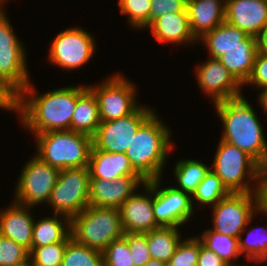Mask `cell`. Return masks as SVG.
Listing matches in <instances>:
<instances>
[{
	"label": "cell",
	"instance_id": "74e56055",
	"mask_svg": "<svg viewBox=\"0 0 267 266\" xmlns=\"http://www.w3.org/2000/svg\"><path fill=\"white\" fill-rule=\"evenodd\" d=\"M124 237L128 242L134 266L145 265L151 259L148 250L147 232L124 233Z\"/></svg>",
	"mask_w": 267,
	"mask_h": 266
},
{
	"label": "cell",
	"instance_id": "ffe728a7",
	"mask_svg": "<svg viewBox=\"0 0 267 266\" xmlns=\"http://www.w3.org/2000/svg\"><path fill=\"white\" fill-rule=\"evenodd\" d=\"M159 43L185 47L198 44L190 30L187 12L170 13L155 19L147 28ZM185 44V45H184Z\"/></svg>",
	"mask_w": 267,
	"mask_h": 266
},
{
	"label": "cell",
	"instance_id": "d4e9b609",
	"mask_svg": "<svg viewBox=\"0 0 267 266\" xmlns=\"http://www.w3.org/2000/svg\"><path fill=\"white\" fill-rule=\"evenodd\" d=\"M71 239L70 218L53 214L39 220L34 219L32 247H40L57 242H68Z\"/></svg>",
	"mask_w": 267,
	"mask_h": 266
},
{
	"label": "cell",
	"instance_id": "6da1fadb",
	"mask_svg": "<svg viewBox=\"0 0 267 266\" xmlns=\"http://www.w3.org/2000/svg\"><path fill=\"white\" fill-rule=\"evenodd\" d=\"M36 89L30 82L21 92L20 124L33 135L71 130L77 103V86H64L40 95Z\"/></svg>",
	"mask_w": 267,
	"mask_h": 266
},
{
	"label": "cell",
	"instance_id": "5bb4252c",
	"mask_svg": "<svg viewBox=\"0 0 267 266\" xmlns=\"http://www.w3.org/2000/svg\"><path fill=\"white\" fill-rule=\"evenodd\" d=\"M162 178L153 180V213L161 227H182L194 216L192 197L173 186L161 187Z\"/></svg>",
	"mask_w": 267,
	"mask_h": 266
},
{
	"label": "cell",
	"instance_id": "d590c367",
	"mask_svg": "<svg viewBox=\"0 0 267 266\" xmlns=\"http://www.w3.org/2000/svg\"><path fill=\"white\" fill-rule=\"evenodd\" d=\"M0 266H29V251L0 234Z\"/></svg>",
	"mask_w": 267,
	"mask_h": 266
},
{
	"label": "cell",
	"instance_id": "44dd1931",
	"mask_svg": "<svg viewBox=\"0 0 267 266\" xmlns=\"http://www.w3.org/2000/svg\"><path fill=\"white\" fill-rule=\"evenodd\" d=\"M186 10L197 41L225 21V0H187Z\"/></svg>",
	"mask_w": 267,
	"mask_h": 266
},
{
	"label": "cell",
	"instance_id": "83f0119b",
	"mask_svg": "<svg viewBox=\"0 0 267 266\" xmlns=\"http://www.w3.org/2000/svg\"><path fill=\"white\" fill-rule=\"evenodd\" d=\"M257 53V46H236L229 49L219 60L244 85L252 73Z\"/></svg>",
	"mask_w": 267,
	"mask_h": 266
},
{
	"label": "cell",
	"instance_id": "2e32d148",
	"mask_svg": "<svg viewBox=\"0 0 267 266\" xmlns=\"http://www.w3.org/2000/svg\"><path fill=\"white\" fill-rule=\"evenodd\" d=\"M142 187L144 192L136 191L119 208L124 233H146L161 227L153 213V180Z\"/></svg>",
	"mask_w": 267,
	"mask_h": 266
},
{
	"label": "cell",
	"instance_id": "f35d334b",
	"mask_svg": "<svg viewBox=\"0 0 267 266\" xmlns=\"http://www.w3.org/2000/svg\"><path fill=\"white\" fill-rule=\"evenodd\" d=\"M21 92L5 77L0 75V108L20 115Z\"/></svg>",
	"mask_w": 267,
	"mask_h": 266
},
{
	"label": "cell",
	"instance_id": "7a4b0ae2",
	"mask_svg": "<svg viewBox=\"0 0 267 266\" xmlns=\"http://www.w3.org/2000/svg\"><path fill=\"white\" fill-rule=\"evenodd\" d=\"M250 102L243 95L213 105L224 127L220 139L245 151L265 168L267 138Z\"/></svg>",
	"mask_w": 267,
	"mask_h": 266
},
{
	"label": "cell",
	"instance_id": "e0dca14e",
	"mask_svg": "<svg viewBox=\"0 0 267 266\" xmlns=\"http://www.w3.org/2000/svg\"><path fill=\"white\" fill-rule=\"evenodd\" d=\"M145 183L141 176H122L113 181L90 179L89 205L119 209Z\"/></svg>",
	"mask_w": 267,
	"mask_h": 266
},
{
	"label": "cell",
	"instance_id": "ac0fdd59",
	"mask_svg": "<svg viewBox=\"0 0 267 266\" xmlns=\"http://www.w3.org/2000/svg\"><path fill=\"white\" fill-rule=\"evenodd\" d=\"M225 21L257 37L267 29V1L225 0Z\"/></svg>",
	"mask_w": 267,
	"mask_h": 266
},
{
	"label": "cell",
	"instance_id": "e575fe53",
	"mask_svg": "<svg viewBox=\"0 0 267 266\" xmlns=\"http://www.w3.org/2000/svg\"><path fill=\"white\" fill-rule=\"evenodd\" d=\"M200 248V239L196 236H187L182 239L170 258L167 266H197Z\"/></svg>",
	"mask_w": 267,
	"mask_h": 266
},
{
	"label": "cell",
	"instance_id": "1f68e13d",
	"mask_svg": "<svg viewBox=\"0 0 267 266\" xmlns=\"http://www.w3.org/2000/svg\"><path fill=\"white\" fill-rule=\"evenodd\" d=\"M61 266H103V254L71 238L67 242Z\"/></svg>",
	"mask_w": 267,
	"mask_h": 266
},
{
	"label": "cell",
	"instance_id": "8992f818",
	"mask_svg": "<svg viewBox=\"0 0 267 266\" xmlns=\"http://www.w3.org/2000/svg\"><path fill=\"white\" fill-rule=\"evenodd\" d=\"M71 238L84 246L103 251L124 236L119 209L88 206L70 219Z\"/></svg>",
	"mask_w": 267,
	"mask_h": 266
},
{
	"label": "cell",
	"instance_id": "ab89813d",
	"mask_svg": "<svg viewBox=\"0 0 267 266\" xmlns=\"http://www.w3.org/2000/svg\"><path fill=\"white\" fill-rule=\"evenodd\" d=\"M150 24L165 14L187 12V0H151Z\"/></svg>",
	"mask_w": 267,
	"mask_h": 266
},
{
	"label": "cell",
	"instance_id": "484cf974",
	"mask_svg": "<svg viewBox=\"0 0 267 266\" xmlns=\"http://www.w3.org/2000/svg\"><path fill=\"white\" fill-rule=\"evenodd\" d=\"M181 227H159L147 232L148 250L152 259L169 263L180 241Z\"/></svg>",
	"mask_w": 267,
	"mask_h": 266
},
{
	"label": "cell",
	"instance_id": "c3c4849f",
	"mask_svg": "<svg viewBox=\"0 0 267 266\" xmlns=\"http://www.w3.org/2000/svg\"><path fill=\"white\" fill-rule=\"evenodd\" d=\"M7 1V2H6ZM10 0H0V9L5 10V5L9 2ZM6 3V4H5Z\"/></svg>",
	"mask_w": 267,
	"mask_h": 266
},
{
	"label": "cell",
	"instance_id": "277c9868",
	"mask_svg": "<svg viewBox=\"0 0 267 266\" xmlns=\"http://www.w3.org/2000/svg\"><path fill=\"white\" fill-rule=\"evenodd\" d=\"M210 169L230 193H260L263 167L237 146L220 139Z\"/></svg>",
	"mask_w": 267,
	"mask_h": 266
},
{
	"label": "cell",
	"instance_id": "d6986e66",
	"mask_svg": "<svg viewBox=\"0 0 267 266\" xmlns=\"http://www.w3.org/2000/svg\"><path fill=\"white\" fill-rule=\"evenodd\" d=\"M33 207L21 205L14 201L7 208L0 209V234L12 239L28 251L32 247L34 227Z\"/></svg>",
	"mask_w": 267,
	"mask_h": 266
},
{
	"label": "cell",
	"instance_id": "7bdbcfd3",
	"mask_svg": "<svg viewBox=\"0 0 267 266\" xmlns=\"http://www.w3.org/2000/svg\"><path fill=\"white\" fill-rule=\"evenodd\" d=\"M261 209L267 213V166L263 168L262 181L260 184Z\"/></svg>",
	"mask_w": 267,
	"mask_h": 266
},
{
	"label": "cell",
	"instance_id": "f6af8a7d",
	"mask_svg": "<svg viewBox=\"0 0 267 266\" xmlns=\"http://www.w3.org/2000/svg\"><path fill=\"white\" fill-rule=\"evenodd\" d=\"M257 103L260 105L259 107L263 110V113L267 115V87L259 90Z\"/></svg>",
	"mask_w": 267,
	"mask_h": 266
},
{
	"label": "cell",
	"instance_id": "4dcf8cb0",
	"mask_svg": "<svg viewBox=\"0 0 267 266\" xmlns=\"http://www.w3.org/2000/svg\"><path fill=\"white\" fill-rule=\"evenodd\" d=\"M229 194L221 179L210 169L191 196L192 204L194 209L196 205L212 207Z\"/></svg>",
	"mask_w": 267,
	"mask_h": 266
},
{
	"label": "cell",
	"instance_id": "4fadbf2b",
	"mask_svg": "<svg viewBox=\"0 0 267 266\" xmlns=\"http://www.w3.org/2000/svg\"><path fill=\"white\" fill-rule=\"evenodd\" d=\"M155 112L142 104L131 114L111 121H101L93 136L96 149L112 153H126L139 127Z\"/></svg>",
	"mask_w": 267,
	"mask_h": 266
},
{
	"label": "cell",
	"instance_id": "52a82bcc",
	"mask_svg": "<svg viewBox=\"0 0 267 266\" xmlns=\"http://www.w3.org/2000/svg\"><path fill=\"white\" fill-rule=\"evenodd\" d=\"M95 94L101 121H111L133 113L139 103L136 84L122 73H114L102 82L87 85Z\"/></svg>",
	"mask_w": 267,
	"mask_h": 266
},
{
	"label": "cell",
	"instance_id": "bcb514c9",
	"mask_svg": "<svg viewBox=\"0 0 267 266\" xmlns=\"http://www.w3.org/2000/svg\"><path fill=\"white\" fill-rule=\"evenodd\" d=\"M143 266H167L165 262L159 261L157 259H150L145 265Z\"/></svg>",
	"mask_w": 267,
	"mask_h": 266
},
{
	"label": "cell",
	"instance_id": "8d00e7d4",
	"mask_svg": "<svg viewBox=\"0 0 267 266\" xmlns=\"http://www.w3.org/2000/svg\"><path fill=\"white\" fill-rule=\"evenodd\" d=\"M102 254L103 266H134L131 251L124 236L110 243Z\"/></svg>",
	"mask_w": 267,
	"mask_h": 266
},
{
	"label": "cell",
	"instance_id": "7402d4cb",
	"mask_svg": "<svg viewBox=\"0 0 267 266\" xmlns=\"http://www.w3.org/2000/svg\"><path fill=\"white\" fill-rule=\"evenodd\" d=\"M207 48L209 57L219 59L236 46H257V38L224 21L198 40Z\"/></svg>",
	"mask_w": 267,
	"mask_h": 266
},
{
	"label": "cell",
	"instance_id": "836d02e7",
	"mask_svg": "<svg viewBox=\"0 0 267 266\" xmlns=\"http://www.w3.org/2000/svg\"><path fill=\"white\" fill-rule=\"evenodd\" d=\"M67 242L31 247L29 266H61Z\"/></svg>",
	"mask_w": 267,
	"mask_h": 266
},
{
	"label": "cell",
	"instance_id": "30bf717a",
	"mask_svg": "<svg viewBox=\"0 0 267 266\" xmlns=\"http://www.w3.org/2000/svg\"><path fill=\"white\" fill-rule=\"evenodd\" d=\"M92 34L85 28L76 26L60 31L50 42L48 61L64 71H73L87 65L97 49L96 37Z\"/></svg>",
	"mask_w": 267,
	"mask_h": 266
},
{
	"label": "cell",
	"instance_id": "3957f363",
	"mask_svg": "<svg viewBox=\"0 0 267 266\" xmlns=\"http://www.w3.org/2000/svg\"><path fill=\"white\" fill-rule=\"evenodd\" d=\"M156 112L139 127L126 151L133 169L145 181L164 178L167 158L175 148L170 127Z\"/></svg>",
	"mask_w": 267,
	"mask_h": 266
},
{
	"label": "cell",
	"instance_id": "9a60e30c",
	"mask_svg": "<svg viewBox=\"0 0 267 266\" xmlns=\"http://www.w3.org/2000/svg\"><path fill=\"white\" fill-rule=\"evenodd\" d=\"M197 66V67H196ZM195 66L194 73L198 87L210 97L213 105L222 101L243 96V85L216 58L208 57L206 61Z\"/></svg>",
	"mask_w": 267,
	"mask_h": 266
},
{
	"label": "cell",
	"instance_id": "4316f807",
	"mask_svg": "<svg viewBox=\"0 0 267 266\" xmlns=\"http://www.w3.org/2000/svg\"><path fill=\"white\" fill-rule=\"evenodd\" d=\"M261 216H265L267 220V213L262 209L259 210ZM242 231L238 238L239 251L241 255L245 256V262L249 263L253 261L266 262L267 261V226H255L249 225ZM249 230V231H248ZM248 231V232H247ZM246 237H243L245 233Z\"/></svg>",
	"mask_w": 267,
	"mask_h": 266
},
{
	"label": "cell",
	"instance_id": "cb8c5ba5",
	"mask_svg": "<svg viewBox=\"0 0 267 266\" xmlns=\"http://www.w3.org/2000/svg\"><path fill=\"white\" fill-rule=\"evenodd\" d=\"M101 123L95 94L87 84L77 86V103L71 120V130L93 137Z\"/></svg>",
	"mask_w": 267,
	"mask_h": 266
},
{
	"label": "cell",
	"instance_id": "b9f144b4",
	"mask_svg": "<svg viewBox=\"0 0 267 266\" xmlns=\"http://www.w3.org/2000/svg\"><path fill=\"white\" fill-rule=\"evenodd\" d=\"M197 266H229L215 252L204 246L200 240Z\"/></svg>",
	"mask_w": 267,
	"mask_h": 266
},
{
	"label": "cell",
	"instance_id": "7c38bea8",
	"mask_svg": "<svg viewBox=\"0 0 267 266\" xmlns=\"http://www.w3.org/2000/svg\"><path fill=\"white\" fill-rule=\"evenodd\" d=\"M6 9H0V75L20 92L31 82L25 45L16 35Z\"/></svg>",
	"mask_w": 267,
	"mask_h": 266
},
{
	"label": "cell",
	"instance_id": "d6a6232c",
	"mask_svg": "<svg viewBox=\"0 0 267 266\" xmlns=\"http://www.w3.org/2000/svg\"><path fill=\"white\" fill-rule=\"evenodd\" d=\"M119 11L127 15L129 26L133 30H144L150 25L151 0H118Z\"/></svg>",
	"mask_w": 267,
	"mask_h": 266
},
{
	"label": "cell",
	"instance_id": "8fae6325",
	"mask_svg": "<svg viewBox=\"0 0 267 266\" xmlns=\"http://www.w3.org/2000/svg\"><path fill=\"white\" fill-rule=\"evenodd\" d=\"M31 156L21 168L12 201L34 208L39 204H47L60 170L35 154Z\"/></svg>",
	"mask_w": 267,
	"mask_h": 266
},
{
	"label": "cell",
	"instance_id": "7dc6e473",
	"mask_svg": "<svg viewBox=\"0 0 267 266\" xmlns=\"http://www.w3.org/2000/svg\"><path fill=\"white\" fill-rule=\"evenodd\" d=\"M253 263V266H259V265H261V264H263V265H261V266H267V261L265 262H259V261H253L252 262ZM266 263V264H265ZM237 266H242V265H237ZM243 266H247V265H243Z\"/></svg>",
	"mask_w": 267,
	"mask_h": 266
},
{
	"label": "cell",
	"instance_id": "f1b7e54d",
	"mask_svg": "<svg viewBox=\"0 0 267 266\" xmlns=\"http://www.w3.org/2000/svg\"><path fill=\"white\" fill-rule=\"evenodd\" d=\"M172 169L174 178L177 181L173 187L182 192L193 195L196 188L204 179L205 175L209 172L210 166L206 163L195 159H179ZM178 183V184H177Z\"/></svg>",
	"mask_w": 267,
	"mask_h": 266
},
{
	"label": "cell",
	"instance_id": "ba28073f",
	"mask_svg": "<svg viewBox=\"0 0 267 266\" xmlns=\"http://www.w3.org/2000/svg\"><path fill=\"white\" fill-rule=\"evenodd\" d=\"M90 174L88 166L59 171L47 204L53 214L72 218L89 206Z\"/></svg>",
	"mask_w": 267,
	"mask_h": 266
},
{
	"label": "cell",
	"instance_id": "5b68a950",
	"mask_svg": "<svg viewBox=\"0 0 267 266\" xmlns=\"http://www.w3.org/2000/svg\"><path fill=\"white\" fill-rule=\"evenodd\" d=\"M34 154L59 170L88 166L93 137L72 130L49 131L34 135Z\"/></svg>",
	"mask_w": 267,
	"mask_h": 266
},
{
	"label": "cell",
	"instance_id": "f546056e",
	"mask_svg": "<svg viewBox=\"0 0 267 266\" xmlns=\"http://www.w3.org/2000/svg\"><path fill=\"white\" fill-rule=\"evenodd\" d=\"M203 231L202 234H197V237L204 246L215 252L229 266L241 265L237 264V261L235 263V260L242 256L239 251L238 238L224 235L210 228Z\"/></svg>",
	"mask_w": 267,
	"mask_h": 266
},
{
	"label": "cell",
	"instance_id": "603a6c76",
	"mask_svg": "<svg viewBox=\"0 0 267 266\" xmlns=\"http://www.w3.org/2000/svg\"><path fill=\"white\" fill-rule=\"evenodd\" d=\"M90 179L113 181L122 176H140L126 153H112L92 146L88 163Z\"/></svg>",
	"mask_w": 267,
	"mask_h": 266
},
{
	"label": "cell",
	"instance_id": "ee69618b",
	"mask_svg": "<svg viewBox=\"0 0 267 266\" xmlns=\"http://www.w3.org/2000/svg\"><path fill=\"white\" fill-rule=\"evenodd\" d=\"M256 38L258 52L267 55V29L261 32Z\"/></svg>",
	"mask_w": 267,
	"mask_h": 266
},
{
	"label": "cell",
	"instance_id": "60d3db41",
	"mask_svg": "<svg viewBox=\"0 0 267 266\" xmlns=\"http://www.w3.org/2000/svg\"><path fill=\"white\" fill-rule=\"evenodd\" d=\"M245 85H255L254 87H257L258 90L267 87V55L257 53L252 73Z\"/></svg>",
	"mask_w": 267,
	"mask_h": 266
},
{
	"label": "cell",
	"instance_id": "9c48e42d",
	"mask_svg": "<svg viewBox=\"0 0 267 266\" xmlns=\"http://www.w3.org/2000/svg\"><path fill=\"white\" fill-rule=\"evenodd\" d=\"M212 208L213 231L239 238L261 209L260 193H230Z\"/></svg>",
	"mask_w": 267,
	"mask_h": 266
}]
</instances>
